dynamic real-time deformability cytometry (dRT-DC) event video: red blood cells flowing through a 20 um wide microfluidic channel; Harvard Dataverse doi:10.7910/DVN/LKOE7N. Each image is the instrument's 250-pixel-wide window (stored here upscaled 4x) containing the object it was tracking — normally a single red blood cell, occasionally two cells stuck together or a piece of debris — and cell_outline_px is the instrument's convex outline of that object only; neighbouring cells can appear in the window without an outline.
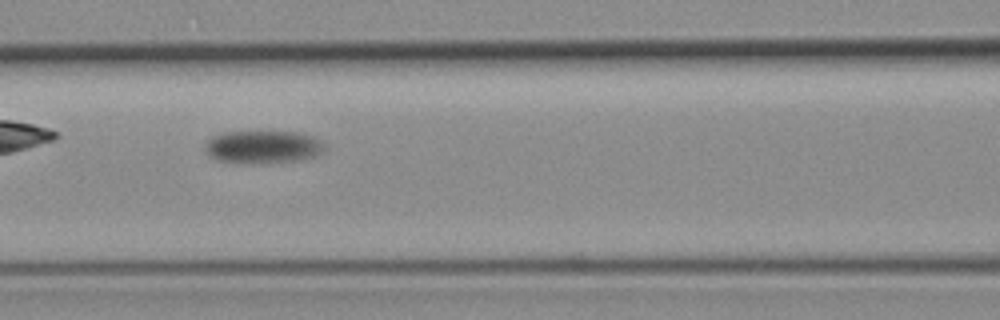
{"species": "common noctule bat (a hibernating species)", "species_latin": "Nyctalus noctula", "temperature_condition": "room temperature", "stored_images_in_passage": 15, "camera_frame_rate_fps": 3000, "um_per_image_px": 0.085, "animal": {"sex": "female", "body_mass_g": 19.3, "forearm_length_mm": 54.1}, "frame": {"image": 1, "passage_image": 8, "time_ms": 2.333, "image_size_px": [1000, 320], "cell_outline_px": [[324, 152], [316, 156], [296, 160], [268, 164], [252, 164], [216, 160], [208, 156], [204, 148], [204, 144], [212, 136], [224, 132], [296, 132], [312, 136], [320, 140], [324, 148]], "centroid_in_image_um": [22.31, 12.51], "position_along_channel_um": 144.3, "area_um2": 23.12}}
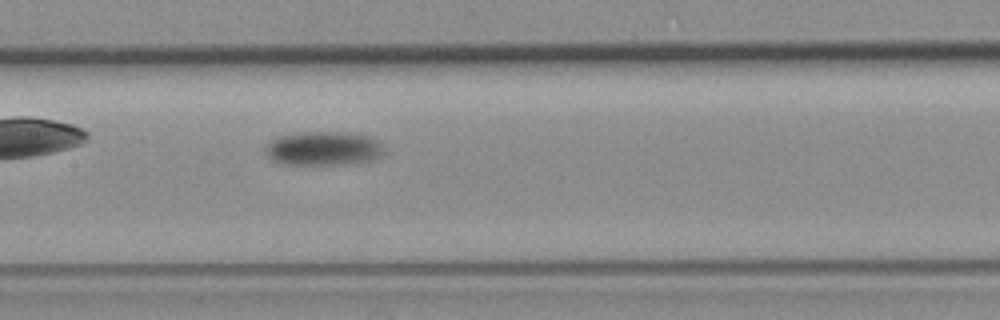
{"frame": {"image": 2, "passage_image": 11, "time_ms": 3.333, "image_size_px": [1000, 320], "cell_outline_px": [[384, 152], [380, 156], [368, 160], [344, 164], [284, 164], [272, 160], [264, 152], [264, 148], [276, 136], [304, 132], [348, 132], [368, 136], [376, 140], [384, 148]], "centroid_in_image_um": [27.45, 12.61], "position_along_channel_um": 179.9, "area_um2": 23.35}}